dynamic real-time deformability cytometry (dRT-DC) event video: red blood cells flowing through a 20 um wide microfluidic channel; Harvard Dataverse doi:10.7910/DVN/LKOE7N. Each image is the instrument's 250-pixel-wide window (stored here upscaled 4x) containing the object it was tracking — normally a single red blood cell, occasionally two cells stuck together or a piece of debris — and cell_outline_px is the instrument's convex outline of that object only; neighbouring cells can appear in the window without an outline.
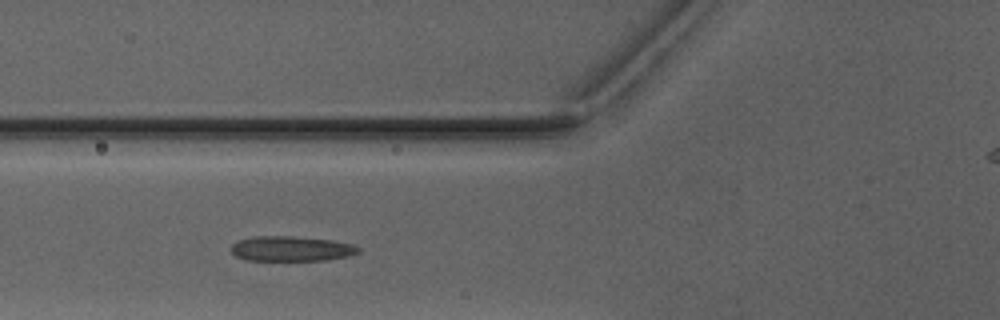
{"species": "Egyptian fruit bat (a non-hibernating species)", "species_latin": "Rousettus aegyptiacus", "temperature_condition": "warm", "stored_images_in_passage": 4, "camera_frame_rate_fps": 3000, "um_per_image_px": 0.085, "animal": {"sex": "male"}, "frame": {"image": 1, "passage_image": 3, "time_ms": 2.333, "image_size_px": [1000, 320], "cell_outline_px": [[360, 252], [348, 256], [324, 260], [244, 260], [236, 256], [232, 252], [232, 244], [240, 240], [252, 236], [288, 236], [332, 240], [352, 244], [360, 248]], "centroid_in_image_um": [24.76, 21.14], "position_along_channel_um": 101.0, "area_um2": 18.44}}
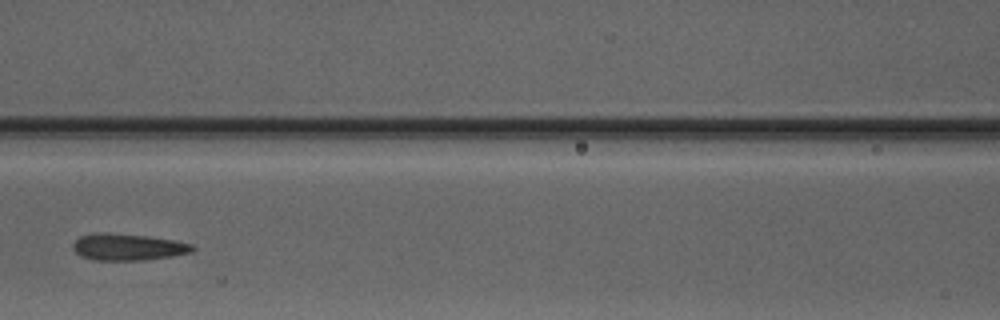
{"frame": {"image": 2, "passage_image": 4, "time_ms": 3.667, "image_size_px": [1000, 320], "cell_outline_px": [[196, 248], [192, 252], [172, 256], [144, 260], [96, 260], [80, 256], [72, 248], [72, 244], [80, 236], [92, 232], [108, 232], [148, 236], [172, 240], [192, 244]], "centroid_in_image_um": [10.84, 20.98], "position_along_channel_um": 155.8, "area_um2": 18.73}}